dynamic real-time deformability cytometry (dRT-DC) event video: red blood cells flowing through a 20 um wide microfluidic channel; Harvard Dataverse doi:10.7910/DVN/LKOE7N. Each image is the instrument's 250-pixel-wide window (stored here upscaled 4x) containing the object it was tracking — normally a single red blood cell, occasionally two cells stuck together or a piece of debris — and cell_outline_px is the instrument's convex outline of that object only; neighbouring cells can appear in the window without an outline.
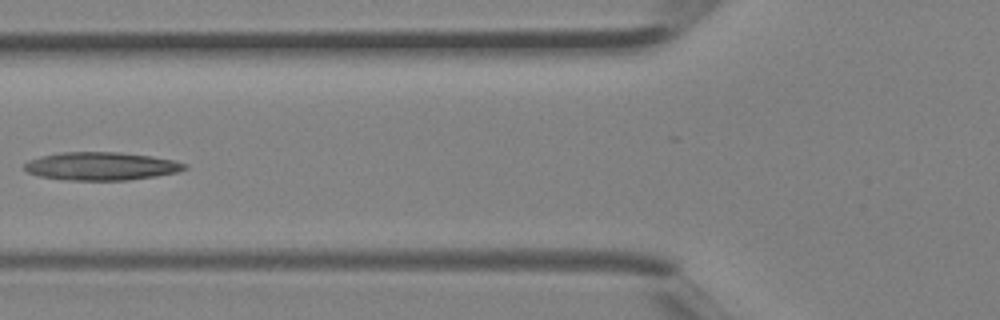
{"species": "Egyptian fruit bat (a non-hibernating species)", "species_latin": "Rousettus aegyptiacus", "temperature_condition": "room temperature", "stored_images_in_passage": 4, "camera_frame_rate_fps": 3000, "um_per_image_px": 0.085, "animal": {"sex": "female"}, "frame": {"image": 1, "passage_image": 4, "time_ms": 1.0, "image_size_px": [1000, 320], "cell_outline_px": [[188, 168], [176, 172], [156, 176], [128, 180], [60, 180], [40, 176], [28, 172], [24, 168], [24, 164], [28, 160], [40, 156], [60, 152], [116, 152], [152, 156], [172, 160], [184, 164]], "centroid_in_image_um": [8.55, 14.12], "position_along_channel_um": 117.3, "area_um2": 26.18}}